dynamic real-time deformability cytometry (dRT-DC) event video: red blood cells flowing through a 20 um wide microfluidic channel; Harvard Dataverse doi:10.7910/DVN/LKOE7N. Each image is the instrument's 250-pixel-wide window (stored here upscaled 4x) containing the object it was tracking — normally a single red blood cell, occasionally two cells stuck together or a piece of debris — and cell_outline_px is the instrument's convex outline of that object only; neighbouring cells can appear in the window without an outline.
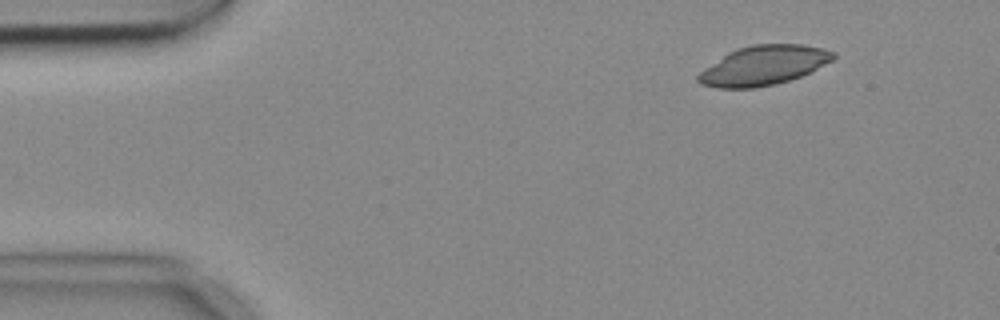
{"species": "common noctule bat (a hibernating species)", "species_latin": "Nyctalus noctula", "temperature_condition": "cold", "stored_images_in_passage": 5, "camera_frame_rate_fps": 3000, "um_per_image_px": 0.085, "animal": {"sex": "female", "body_mass_g": 18.4}, "frame": {"image": 1, "passage_image": 1, "time_ms": 0.0, "image_size_px": [1000, 320], "cell_outline_px": [[836, 56], [832, 60], [800, 76], [776, 84], [756, 88], [716, 88], [700, 84], [696, 80], [696, 76], [704, 68], [728, 52], [736, 48], [752, 44], [804, 44], [824, 48], [836, 52]], "centroid_in_image_um": [64.87, 5.55], "position_along_channel_um": 20.1, "area_um2": 31.15}}